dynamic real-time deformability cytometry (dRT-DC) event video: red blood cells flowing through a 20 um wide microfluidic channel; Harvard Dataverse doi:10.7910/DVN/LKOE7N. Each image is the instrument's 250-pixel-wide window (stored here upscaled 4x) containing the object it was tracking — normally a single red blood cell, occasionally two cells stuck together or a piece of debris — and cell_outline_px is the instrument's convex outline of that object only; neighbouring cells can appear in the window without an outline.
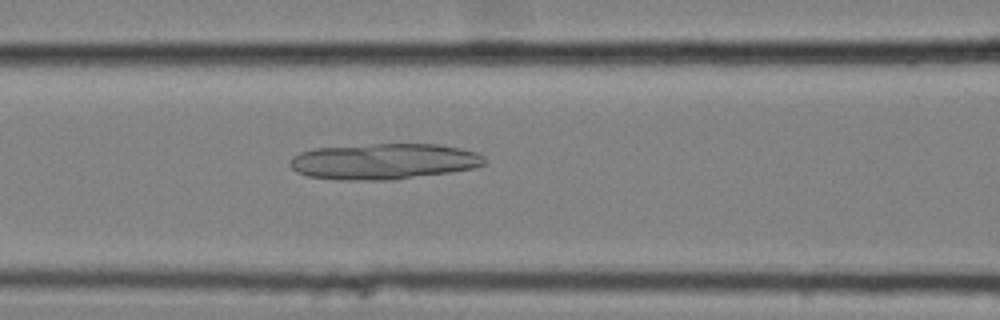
{"species": "common noctule bat (a hibernating species)", "species_latin": "Nyctalus noctula", "temperature_condition": "cold", "stored_images_in_passage": 47, "camera_frame_rate_fps": 3000, "um_per_image_px": 0.085, "animal": {"sex": "female", "body_mass_g": 25.1}, "frame": {"image": 1, "passage_image": 21, "time_ms": 6.667, "image_size_px": [1000, 320], "cell_outline_px": [[484, 164], [472, 168], [452, 172], [392, 180], [340, 180], [308, 176], [296, 172], [288, 164], [288, 160], [292, 156], [300, 152], [316, 148], [372, 144], [440, 144], [460, 148], [476, 152], [484, 156]], "centroid_in_image_um": [32.59, 13.72], "position_along_channel_um": 134.0, "area_um2": 40.86}}
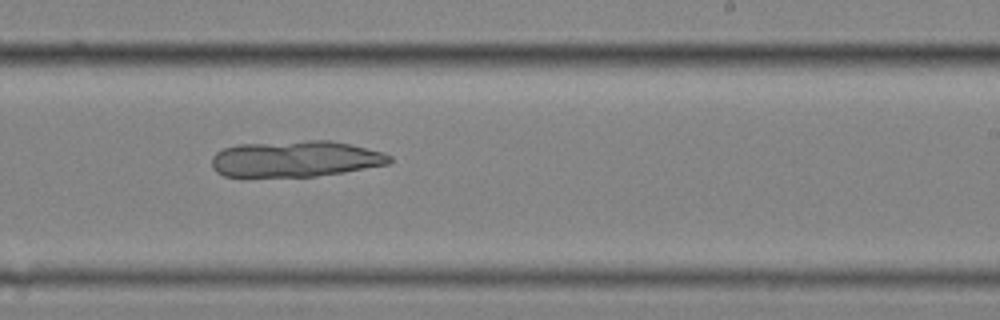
{"frame": {"image": 2, "passage_image": 32, "time_ms": 10.333, "image_size_px": [1000, 320], "cell_outline_px": [[392, 160], [388, 164], [344, 172], [316, 176], [224, 176], [216, 172], [212, 168], [212, 156], [216, 152], [224, 148], [236, 144], [308, 140], [328, 140], [352, 144], [384, 152], [392, 156]], "centroid_in_image_um": [25.12, 13.49], "position_along_channel_um": 263.9, "area_um2": 37.63}}
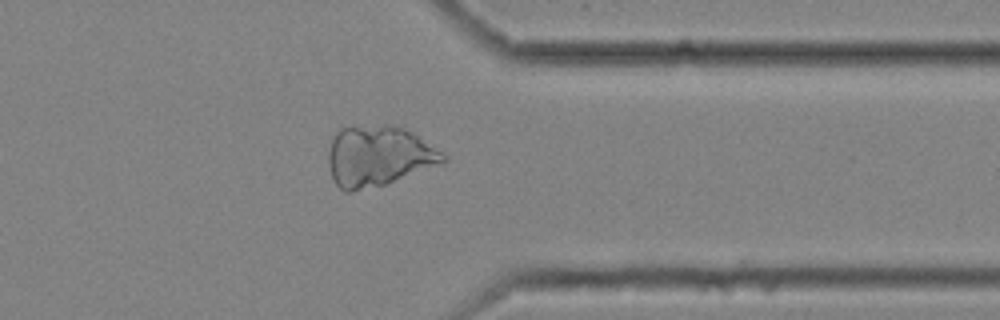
{"frame": {"image": 3, "passage_image": 42, "time_ms": 13.667, "image_size_px": [1000, 320], "cell_outline_px": [[448, 160], [384, 184], [352, 192], [344, 192], [336, 184], [332, 176], [328, 164], [328, 152], [332, 136], [340, 128], [384, 124], [388, 124], [404, 128], [412, 132], [448, 156]], "centroid_in_image_um": [32.12, 13.25], "position_along_channel_um": 379.3, "area_um2": 40.11}}